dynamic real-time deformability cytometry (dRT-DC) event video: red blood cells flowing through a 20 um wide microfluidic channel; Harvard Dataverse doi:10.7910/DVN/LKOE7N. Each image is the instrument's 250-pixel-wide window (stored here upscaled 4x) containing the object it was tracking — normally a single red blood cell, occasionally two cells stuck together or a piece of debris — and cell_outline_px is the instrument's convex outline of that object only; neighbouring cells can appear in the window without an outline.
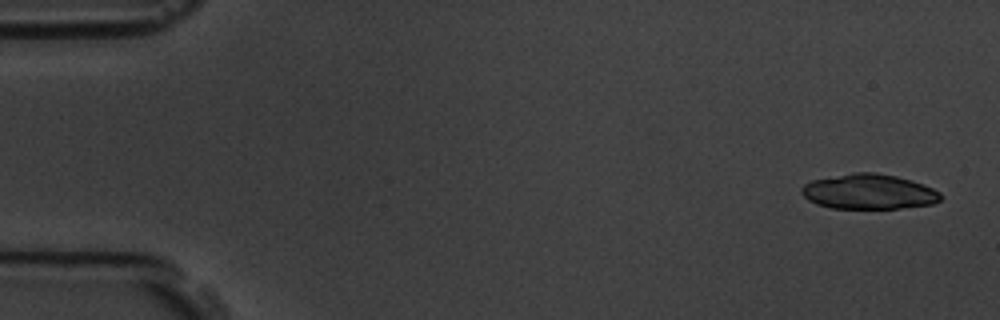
{"species": "common noctule bat (a hibernating species)", "species_latin": "Nyctalus noctula", "temperature_condition": "room temperature", "stored_images_in_passage": 8, "camera_frame_rate_fps": 3000, "um_per_image_px": 0.085, "animal": {"sex": "male", "body_mass_g": 19.5, "forearm_length_mm": 54.6}, "frame": {"image": 1, "passage_image": 1, "time_ms": 0.0, "image_size_px": [1000, 320], "cell_outline_px": [[944, 196], [940, 200], [932, 204], [900, 208], [832, 208], [816, 204], [808, 200], [800, 192], [800, 188], [804, 184], [812, 180], [852, 172], [876, 172], [896, 176], [912, 180], [924, 184], [940, 192]], "centroid_in_image_um": [73.85, 16.28], "position_along_channel_um": 11.1, "area_um2": 28.61}}